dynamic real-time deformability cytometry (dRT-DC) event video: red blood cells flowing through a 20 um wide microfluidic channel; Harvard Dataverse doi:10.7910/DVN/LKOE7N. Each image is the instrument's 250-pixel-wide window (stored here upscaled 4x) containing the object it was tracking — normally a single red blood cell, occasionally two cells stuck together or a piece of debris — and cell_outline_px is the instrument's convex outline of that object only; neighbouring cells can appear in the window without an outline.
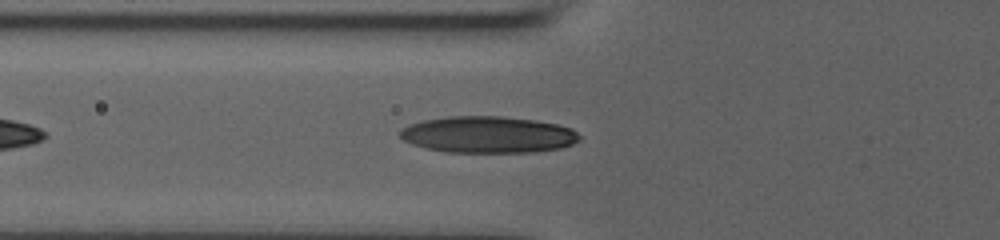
{"species": "human", "species_latin": "Homo sapiens", "temperature_condition": "room temperature", "stored_images_in_passage": 25, "camera_frame_rate_fps": 3000, "um_per_image_px": 0.085, "donor": {"sex": "male"}, "frame": {"image": 1, "passage_image": 6, "time_ms": 1.667, "image_size_px": [1000, 240], "cell_outline_px": [[580, 140], [572, 144], [560, 148], [532, 152], [444, 152], [424, 148], [412, 144], [404, 140], [400, 136], [400, 128], [408, 124], [424, 120], [448, 116], [500, 116], [536, 120], [556, 124], [572, 128], [580, 136]], "centroid_in_image_um": [41.46, 11.44], "position_along_channel_um": 84.3, "area_um2": 38.44}}
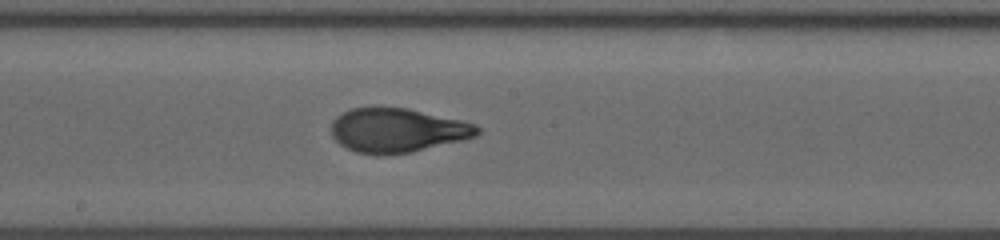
{"frame": {"image": 2, "passage_image": 15, "time_ms": 4.667, "image_size_px": [1000, 240], "cell_outline_px": [[480, 132], [476, 136], [464, 140], [412, 152], [384, 156], [376, 156], [356, 152], [340, 144], [332, 136], [332, 120], [336, 116], [352, 108], [376, 104], [408, 108], [460, 120], [476, 124], [480, 128]], "centroid_in_image_um": [33.75, 11.06], "position_along_channel_um": 214.5, "area_um2": 38.49}}
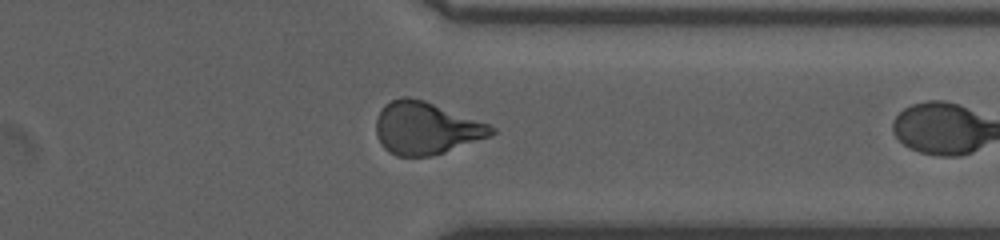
{"frame": {"image": 3, "passage_image": 24, "time_ms": 7.667, "image_size_px": [1000, 240], "cell_outline_px": [[496, 132], [492, 136], [432, 156], [396, 156], [388, 152], [380, 144], [376, 132], [376, 120], [384, 104], [400, 96], [408, 96], [424, 100], [488, 124], [496, 128]], "centroid_in_image_um": [36.19, 10.9], "position_along_channel_um": 375.2, "area_um2": 35.2}}